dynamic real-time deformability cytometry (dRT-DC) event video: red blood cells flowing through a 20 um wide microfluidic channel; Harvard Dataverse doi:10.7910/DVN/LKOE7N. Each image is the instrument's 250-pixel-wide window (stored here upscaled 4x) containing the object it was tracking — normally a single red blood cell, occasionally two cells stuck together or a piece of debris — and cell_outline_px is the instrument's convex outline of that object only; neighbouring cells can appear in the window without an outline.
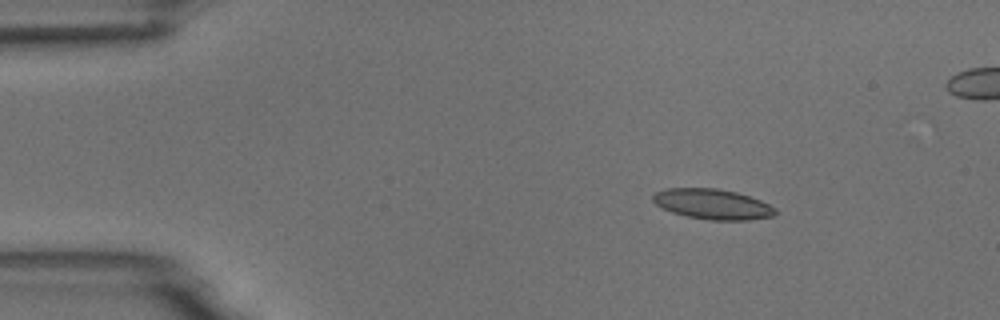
{"species": "common noctule bat (a hibernating species)", "species_latin": "Nyctalus noctula", "temperature_condition": "room temperature", "stored_images_in_passage": 9, "camera_frame_rate_fps": 3000, "um_per_image_px": 0.085, "animal": {"sex": "male", "body_mass_g": 18.8}, "frame": {"image": 1, "passage_image": 3, "time_ms": 2.333, "image_size_px": [1000, 320], "cell_outline_px": [[776, 216], [748, 220], [708, 220], [688, 216], [672, 212], [656, 204], [652, 200], [652, 196], [656, 192], [664, 188], [716, 188], [736, 192], [760, 200], [776, 208]], "centroid_in_image_um": [60.58, 17.35], "position_along_channel_um": 24.4, "area_um2": 21.56}}
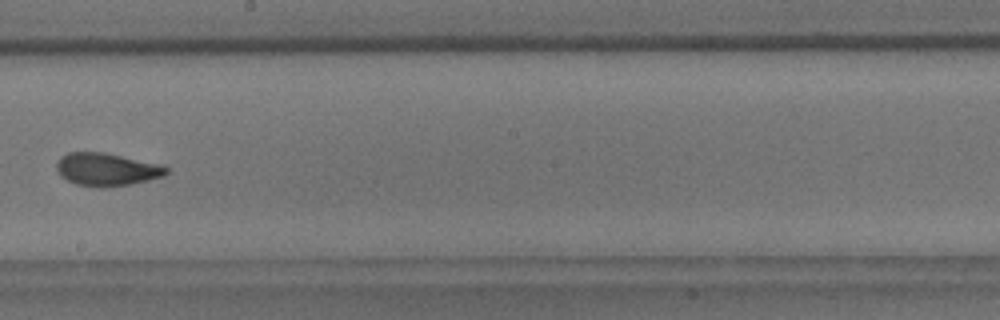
{"frame": {"image": 2, "passage_image": 9, "time_ms": 10.0, "image_size_px": [1000, 320], "cell_outline_px": [[168, 172], [164, 176], [132, 184], [104, 188], [100, 188], [76, 184], [60, 176], [56, 168], [56, 164], [60, 156], [68, 152], [104, 152], [160, 164], [168, 168]], "centroid_in_image_um": [9.05, 14.4], "position_along_channel_um": 239.1, "area_um2": 21.15}}